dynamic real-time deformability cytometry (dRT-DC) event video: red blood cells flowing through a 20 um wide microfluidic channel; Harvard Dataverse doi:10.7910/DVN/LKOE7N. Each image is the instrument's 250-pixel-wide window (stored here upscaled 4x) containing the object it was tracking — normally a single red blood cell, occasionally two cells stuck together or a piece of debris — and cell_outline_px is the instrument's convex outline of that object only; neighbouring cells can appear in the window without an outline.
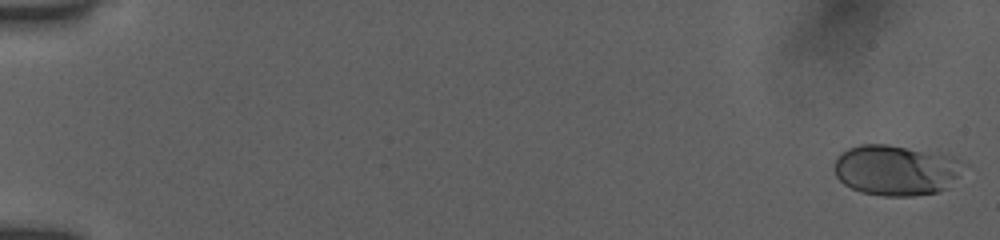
{"species": "human", "species_latin": "Homo sapiens", "temperature_condition": "room temperature", "stored_images_in_passage": 47, "camera_frame_rate_fps": 3000, "um_per_image_px": 0.085, "donor": {"sex": "female"}, "frame": {"image": 1, "passage_image": 2, "time_ms": 0.333, "image_size_px": [1000, 240], "cell_outline_px": [[968, 164], [944, 188], [936, 192], [912, 196], [884, 196], [860, 192], [844, 184], [836, 176], [836, 160], [848, 148], [860, 144], [888, 144], [944, 156]], "centroid_in_image_um": [76.1, 14.48], "position_along_channel_um": 8.9, "area_um2": 36.99}}
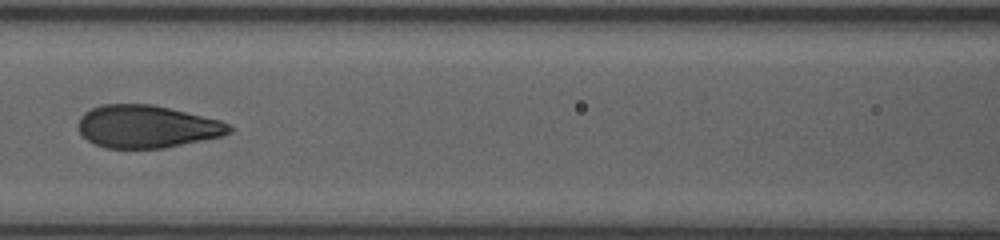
{"frame": {"image": 2, "passage_image": 20, "time_ms": 6.333, "image_size_px": [1000, 240], "cell_outline_px": [[236, 128], [232, 132], [224, 136], [164, 148], [104, 148], [88, 140], [80, 132], [80, 116], [84, 112], [92, 108], [104, 104], [152, 104], [220, 120]], "centroid_in_image_um": [12.53, 10.76], "position_along_channel_um": 154.1, "area_um2": 37.45}}
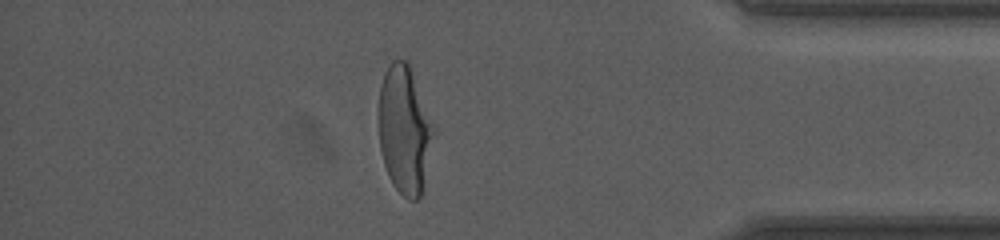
{"frame": {"image": 3, "passage_image": 41, "time_ms": 13.333, "image_size_px": [1000, 240], "cell_outline_px": [[436, 132], [420, 196], [416, 200], [408, 200], [392, 184], [388, 176], [384, 164], [380, 148], [376, 116], [380, 84], [384, 72], [392, 60], [408, 60], [436, 128]], "centroid_in_image_um": [34.37, 10.98], "position_along_channel_um": 400.8, "area_um2": 41.96}, "authors_computed_cell_mechanics": {"area_um2": 38.0324, "velocity_mm_per_s": 3.9202, "shape_relaxation_time_tau1_ms": 2.7359, "shape_relaxation_time_tau2_ms": null, "deformation_change_tau1": 0.1666, "deformation_change_tau2": null}}